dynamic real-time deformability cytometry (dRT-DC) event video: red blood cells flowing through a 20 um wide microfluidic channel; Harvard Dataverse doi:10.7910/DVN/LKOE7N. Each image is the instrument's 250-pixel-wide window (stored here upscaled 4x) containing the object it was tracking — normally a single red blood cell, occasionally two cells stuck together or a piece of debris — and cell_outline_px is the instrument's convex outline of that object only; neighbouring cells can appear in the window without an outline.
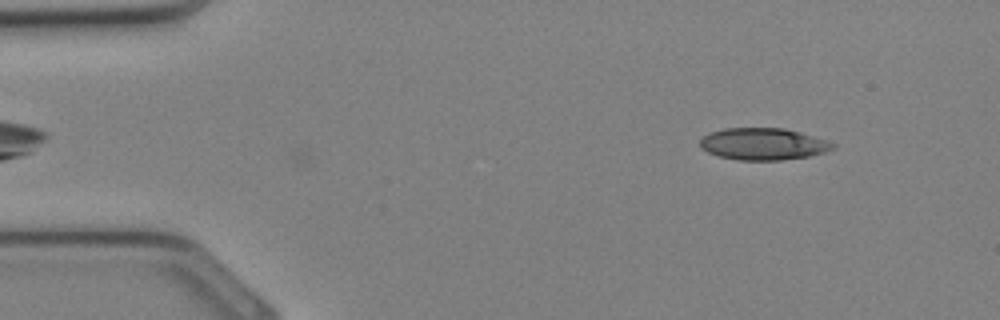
{"species": "Egyptian fruit bat (a non-hibernating species)", "species_latin": "Rousettus aegyptiacus", "temperature_condition": "cold", "stored_images_in_passage": 2, "camera_frame_rate_fps": 3000, "um_per_image_px": 0.085, "animal": {"sex": "female"}, "frame": {"image": 1, "passage_image": 2, "time_ms": 0.333, "image_size_px": [1000, 320], "cell_outline_px": [[836, 144], [832, 148], [824, 152], [808, 156], [780, 160], [740, 160], [720, 156], [708, 152], [700, 148], [700, 136], [708, 132], [724, 128], [784, 128], [800, 132], [828, 140]], "centroid_in_image_um": [64.83, 12.22], "position_along_channel_um": 20.2, "area_um2": 24.74}}